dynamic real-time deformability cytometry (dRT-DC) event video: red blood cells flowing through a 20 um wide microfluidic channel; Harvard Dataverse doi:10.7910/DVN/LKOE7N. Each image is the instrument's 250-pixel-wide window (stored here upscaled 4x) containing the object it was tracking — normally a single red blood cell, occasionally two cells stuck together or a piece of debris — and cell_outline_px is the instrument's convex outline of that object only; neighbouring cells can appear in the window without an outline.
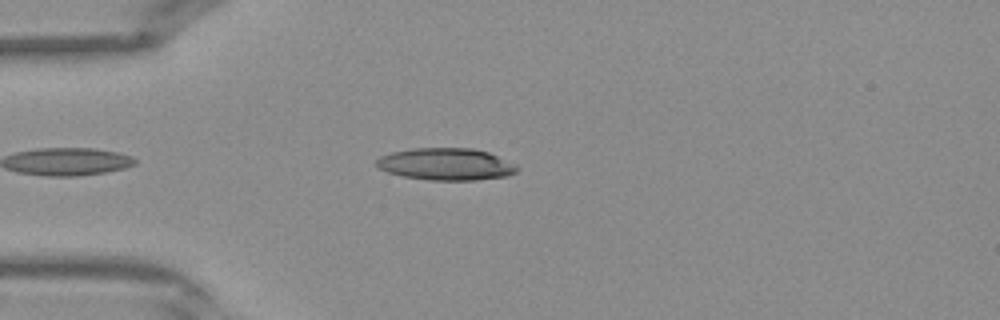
{"species": "Egyptian fruit bat (a non-hibernating species)", "species_latin": "Rousettus aegyptiacus", "temperature_condition": "warm", "stored_images_in_passage": 32, "camera_frame_rate_fps": 3000, "um_per_image_px": 0.085, "frame": {"image": 1, "passage_image": 4, "time_ms": 1.0, "image_size_px": [1000, 320], "cell_outline_px": [[520, 168], [516, 172], [508, 176], [476, 180], [428, 180], [404, 176], [388, 172], [380, 168], [376, 164], [376, 160], [380, 156], [392, 152], [412, 148], [472, 148], [488, 152], [516, 164]], "centroid_in_image_um": [37.94, 13.95], "position_along_channel_um": 47.1, "area_um2": 26.3}}
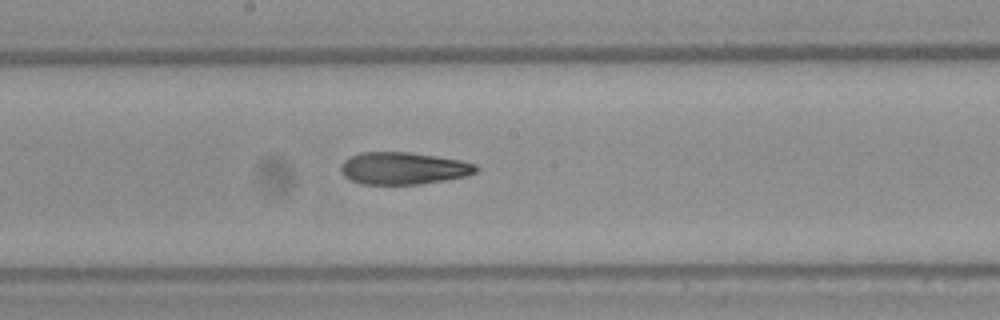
{"frame": {"image": 2, "passage_image": 15, "time_ms": 4.667, "image_size_px": [1000, 320], "cell_outline_px": [[480, 168], [476, 172], [464, 176], [444, 180], [420, 184], [360, 184], [348, 180], [340, 172], [340, 168], [344, 160], [360, 152], [408, 152], [436, 156], [460, 160], [476, 164]], "centroid_in_image_um": [34.25, 14.31], "position_along_channel_um": 213.9, "area_um2": 25.43}}
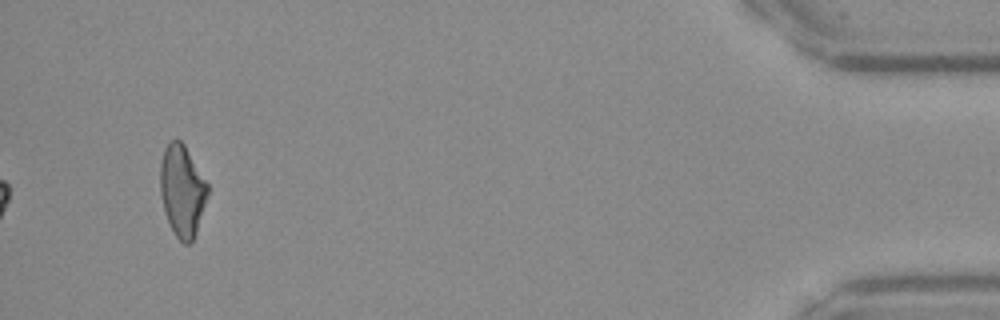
{"frame": {"image": 3, "passage_image": 32, "time_ms": 10.333, "image_size_px": [1000, 320], "cell_outline_px": [[208, 196], [196, 232], [192, 240], [188, 244], [184, 244], [176, 236], [168, 220], [164, 208], [160, 192], [160, 164], [164, 148], [172, 140], [180, 140], [184, 144], [208, 184]], "centroid_in_image_um": [15.49, 16.19], "position_along_channel_um": 419.7, "area_um2": 24.97}}